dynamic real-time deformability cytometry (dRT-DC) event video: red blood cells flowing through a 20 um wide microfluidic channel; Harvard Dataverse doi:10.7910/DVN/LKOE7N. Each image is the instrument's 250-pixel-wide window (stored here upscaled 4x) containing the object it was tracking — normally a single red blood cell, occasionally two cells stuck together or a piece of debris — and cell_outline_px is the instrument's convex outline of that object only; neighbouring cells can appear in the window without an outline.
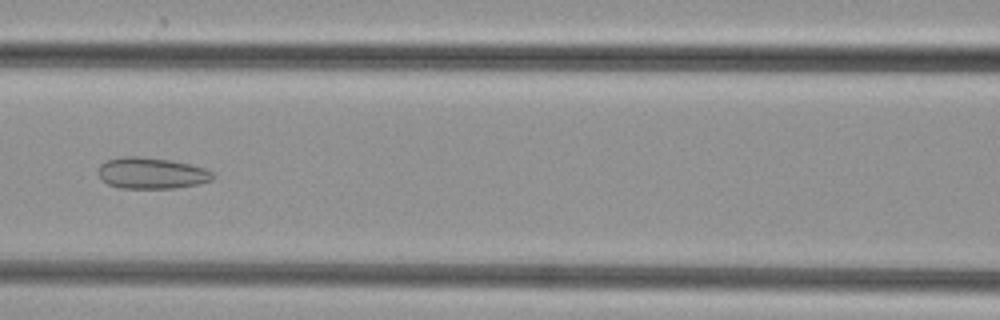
{"species": "common noctule bat (a hibernating species)", "species_latin": "Nyctalus noctula", "temperature_condition": "cold", "stored_images_in_passage": 48, "camera_frame_rate_fps": 3000, "um_per_image_px": 0.085, "animal": {"sex": "female", "body_mass_g": 29.2, "forearm_length_mm": 56.3}, "frame": {"image": 1, "passage_image": 21, "time_ms": 6.667, "image_size_px": [1000, 320], "cell_outline_px": [[216, 176], [212, 180], [200, 184], [176, 188], [120, 188], [108, 184], [100, 180], [96, 172], [96, 168], [100, 164], [108, 160], [124, 156], [140, 156], [172, 160], [204, 168], [212, 172]], "centroid_in_image_um": [12.84, 14.72], "position_along_channel_um": 153.8, "area_um2": 21.21}}
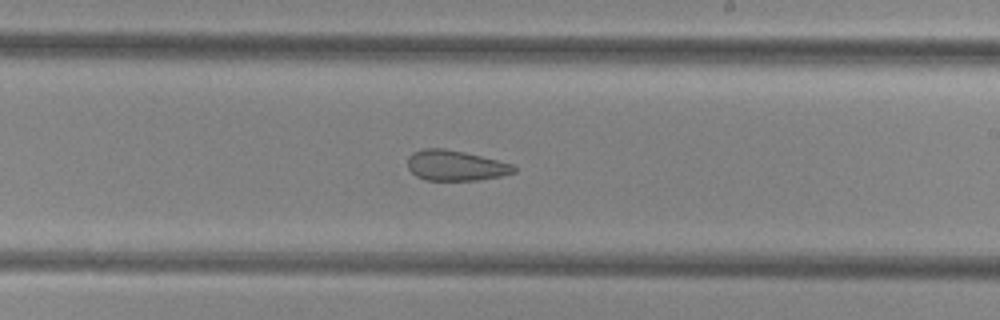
{"frame": {"image": 2, "passage_image": 28, "time_ms": 9.0, "image_size_px": [1000, 320], "cell_outline_px": [[516, 172], [500, 176], [476, 180], [424, 180], [416, 176], [408, 168], [408, 156], [412, 152], [424, 148], [444, 148], [464, 152], [512, 164], [516, 168]], "centroid_in_image_um": [38.68, 14.07], "position_along_channel_um": 250.3, "area_um2": 18.73}}
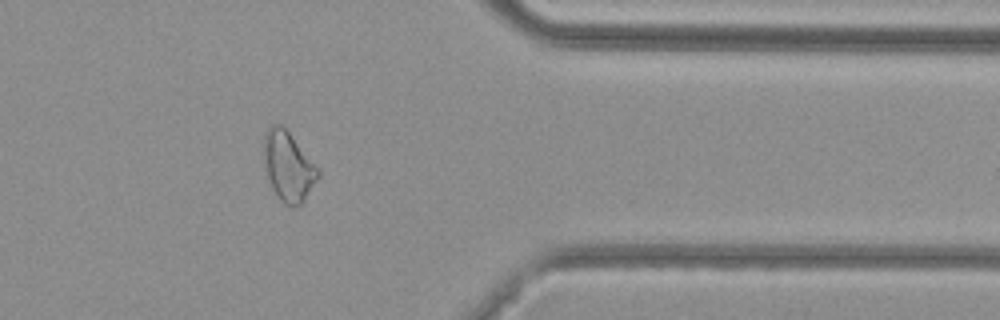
{"frame": {"image": 3, "passage_image": 39, "time_ms": 12.667, "image_size_px": [1000, 320], "cell_outline_px": [[320, 176], [304, 200], [296, 208], [292, 208], [284, 204], [280, 200], [272, 188], [268, 176], [264, 152], [264, 136], [268, 128], [272, 124], [280, 124], [288, 132], [320, 168]], "centroid_in_image_um": [24.54, 14.17], "position_along_channel_um": 386.9, "area_um2": 21.79}}